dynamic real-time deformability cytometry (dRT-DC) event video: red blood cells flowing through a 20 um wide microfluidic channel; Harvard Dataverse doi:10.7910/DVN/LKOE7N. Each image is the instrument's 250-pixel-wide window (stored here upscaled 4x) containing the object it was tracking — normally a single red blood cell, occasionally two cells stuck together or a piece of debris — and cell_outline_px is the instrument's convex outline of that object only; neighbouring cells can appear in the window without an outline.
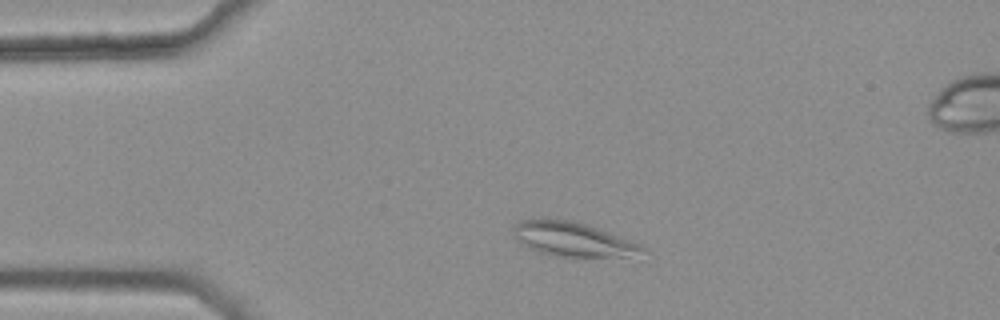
{"species": "common noctule bat (a hibernating species)", "species_latin": "Nyctalus noctula", "temperature_condition": "warm", "stored_images_in_passage": 39, "camera_frame_rate_fps": 3000, "um_per_image_px": 0.085, "animal": {"sex": "female", "body_mass_g": 25.1}, "frame": {"image": 1, "passage_image": 6, "time_ms": 1.667, "image_size_px": [1000, 320], "cell_outline_px": [[648, 248], [624, 256], [552, 256], [528, 248], [516, 236], [512, 228], [520, 220], [568, 220], [584, 224], [596, 228], [640, 244]], "centroid_in_image_um": [48.63, 20.34], "position_along_channel_um": 36.4, "area_um2": 24.51}}
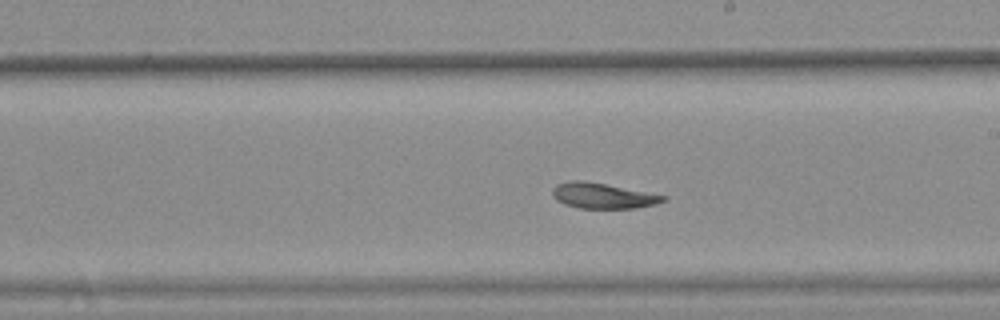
{"frame": {"image": 2, "passage_image": 25, "time_ms": 8.0, "image_size_px": [1000, 320], "cell_outline_px": [[668, 200], [656, 204], [636, 208], [580, 208], [564, 204], [556, 200], [552, 196], [552, 188], [556, 184], [568, 180], [584, 180], [668, 196]], "centroid_in_image_um": [51.22, 16.63], "position_along_channel_um": 237.8, "area_um2": 16.59}}
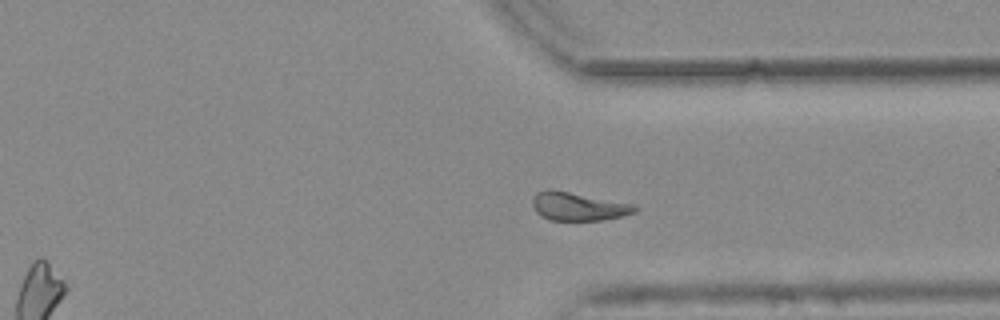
{"frame": {"image": 3, "passage_image": 35, "time_ms": 11.333, "image_size_px": [1000, 320], "cell_outline_px": [[636, 212], [624, 216], [604, 220], [552, 220], [540, 216], [536, 212], [532, 204], [532, 196], [536, 192], [544, 188], [552, 188], [636, 204]], "centroid_in_image_um": [49.13, 17.52], "position_along_channel_um": 362.3, "area_um2": 17.4}}